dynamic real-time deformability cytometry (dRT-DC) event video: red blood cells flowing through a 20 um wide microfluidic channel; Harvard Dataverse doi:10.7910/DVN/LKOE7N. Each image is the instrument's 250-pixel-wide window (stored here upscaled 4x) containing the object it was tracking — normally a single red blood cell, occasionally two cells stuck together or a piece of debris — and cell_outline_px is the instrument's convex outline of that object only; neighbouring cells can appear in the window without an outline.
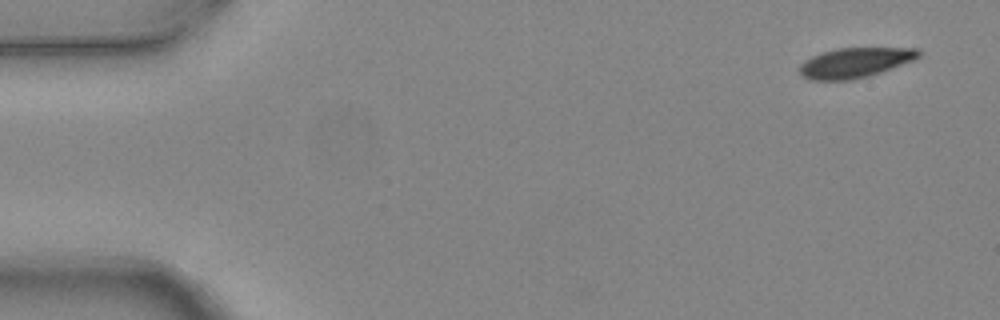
{"species": "common noctule bat (a hibernating species)", "species_latin": "Nyctalus noctula", "temperature_condition": "warm", "stored_images_in_passage": 6, "camera_frame_rate_fps": 3000, "um_per_image_px": 0.085, "animal": {"sex": "female", "body_mass_g": 24.6, "forearm_length_mm": 56.2}, "frame": {"image": 1, "passage_image": 1, "time_ms": 0.0, "image_size_px": [1000, 320], "cell_outline_px": [[920, 56], [912, 60], [880, 72], [868, 76], [852, 80], [808, 80], [800, 76], [800, 64], [804, 60], [820, 52], [836, 48], [920, 48]], "centroid_in_image_um": [72.61, 5.33], "position_along_channel_um": 12.4, "area_um2": 20.81}}
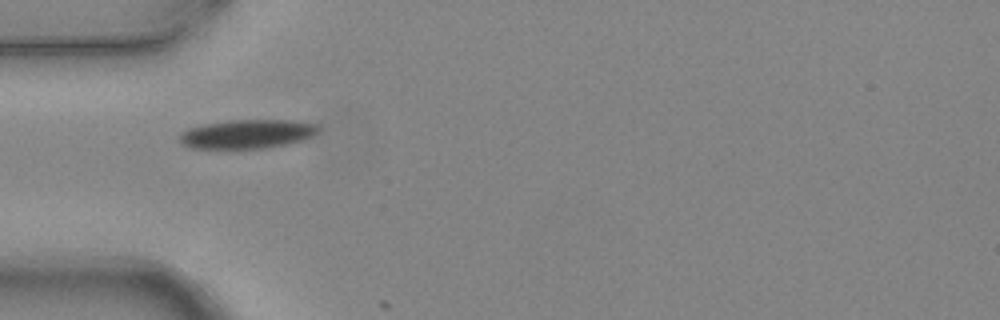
{"frame": {"image": 2, "passage_image": 5, "time_ms": 1.333, "image_size_px": [1000, 320], "cell_outline_px": [[320, 128], [312, 136], [304, 140], [264, 148], [188, 148], [180, 140], [180, 132], [188, 128], [204, 124], [228, 120], [296, 120], [316, 124]], "centroid_in_image_um": [21.01, 11.38], "position_along_channel_um": 64.0, "area_um2": 23.35}}
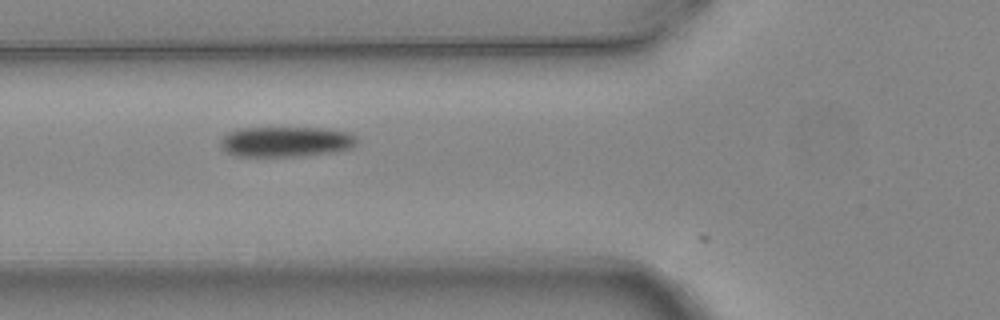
{"frame": {"image": 3, "passage_image": 6, "time_ms": 1.667, "image_size_px": [1000, 320], "cell_outline_px": [[356, 144], [352, 148], [332, 152], [304, 156], [236, 156], [224, 152], [220, 148], [220, 140], [228, 132], [236, 128], [324, 128], [348, 132], [356, 136]], "centroid_in_image_um": [24.26, 12.05], "position_along_channel_um": 101.5, "area_um2": 24.33}}